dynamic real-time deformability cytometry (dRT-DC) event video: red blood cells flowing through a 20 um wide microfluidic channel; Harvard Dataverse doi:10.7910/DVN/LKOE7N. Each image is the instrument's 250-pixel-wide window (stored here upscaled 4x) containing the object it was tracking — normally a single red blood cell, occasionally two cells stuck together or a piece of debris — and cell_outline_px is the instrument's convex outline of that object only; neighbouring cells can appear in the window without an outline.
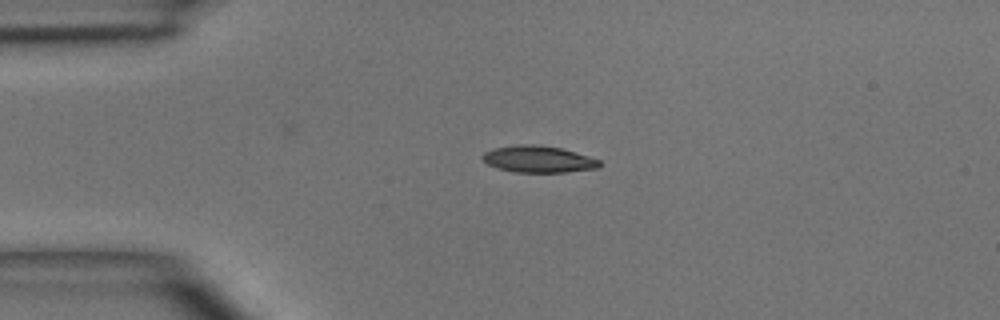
{"species": "common noctule bat (a hibernating species)", "species_latin": "Nyctalus noctula", "temperature_condition": "room temperature", "stored_images_in_passage": 3, "camera_frame_rate_fps": 3000, "um_per_image_px": 0.085, "animal": {"sex": "male", "body_mass_g": 15.6}, "frame": {"image": 1, "passage_image": 2, "time_ms": 1.333, "image_size_px": [1000, 320], "cell_outline_px": [[604, 164], [600, 168], [564, 172], [516, 172], [496, 168], [488, 164], [480, 156], [484, 152], [496, 148], [516, 144], [532, 144], [560, 148], [588, 156], [600, 160]], "centroid_in_image_um": [45.78, 13.53], "position_along_channel_um": 39.2, "area_um2": 18.21}}